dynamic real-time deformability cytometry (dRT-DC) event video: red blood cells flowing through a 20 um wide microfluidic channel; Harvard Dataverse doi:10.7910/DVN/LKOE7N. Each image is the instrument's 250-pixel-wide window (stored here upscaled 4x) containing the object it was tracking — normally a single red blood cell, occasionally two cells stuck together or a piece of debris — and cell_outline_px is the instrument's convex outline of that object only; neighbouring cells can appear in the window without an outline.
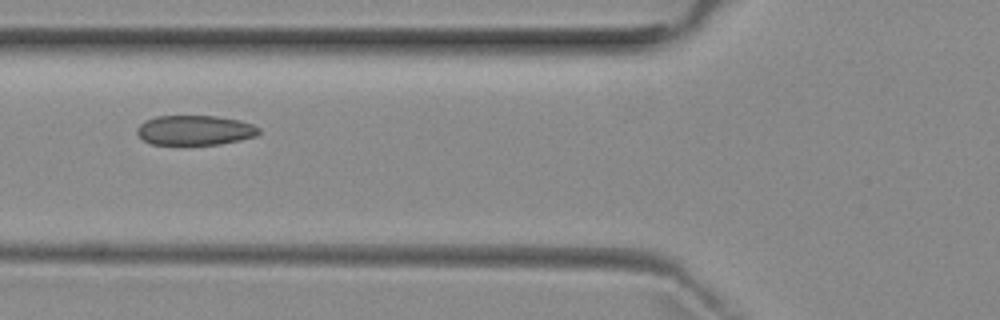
{"species": "common noctule bat (a hibernating species)", "species_latin": "Nyctalus noctula", "temperature_condition": "room temperature", "stored_images_in_passage": 9, "camera_frame_rate_fps": 3000, "um_per_image_px": 0.085, "animal": {"sex": "female", "body_mass_g": 29.2, "forearm_length_mm": 56.3}, "frame": {"image": 1, "passage_image": 6, "time_ms": 5.667, "image_size_px": [1000, 320], "cell_outline_px": [[260, 132], [256, 136], [240, 140], [220, 144], [152, 144], [144, 140], [136, 132], [136, 128], [144, 120], [156, 116], [216, 116], [240, 120], [252, 124], [260, 128]], "centroid_in_image_um": [16.57, 11.06], "position_along_channel_um": 109.2, "area_um2": 21.15}}
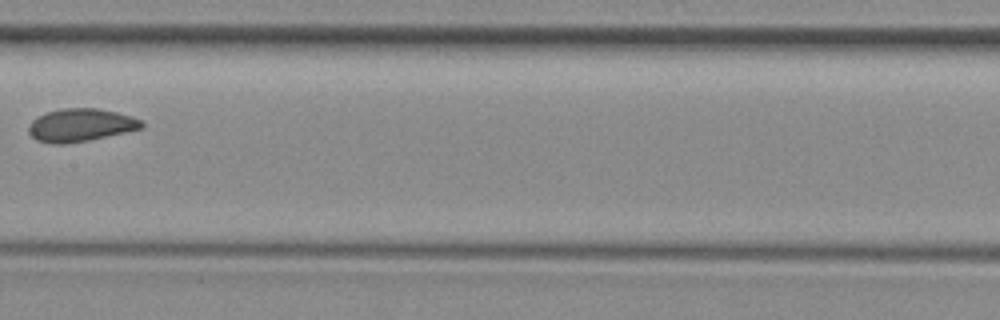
{"frame": {"image": 2, "passage_image": 8, "time_ms": 8.0, "image_size_px": [1000, 320], "cell_outline_px": [[144, 128], [88, 140], [64, 144], [52, 144], [36, 140], [28, 132], [28, 124], [36, 116], [48, 112], [64, 108], [100, 108], [132, 116], [144, 120]], "centroid_in_image_um": [6.86, 10.63], "position_along_channel_um": 200.5, "area_um2": 21.85}}
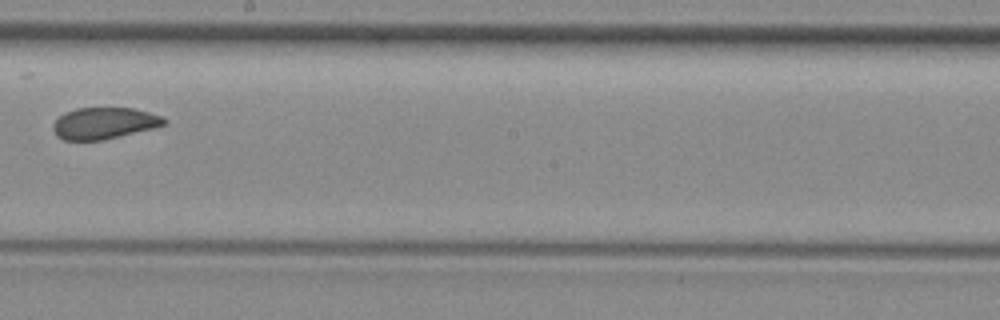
{"frame": {"image": 3, "passage_image": 9, "time_ms": 9.0, "image_size_px": [1000, 320], "cell_outline_px": [[168, 124], [156, 128], [104, 140], [64, 140], [56, 136], [52, 128], [52, 124], [64, 112], [76, 108], [132, 108], [164, 116], [168, 120]], "centroid_in_image_um": [8.89, 10.48], "position_along_channel_um": 239.3, "area_um2": 20.75}}